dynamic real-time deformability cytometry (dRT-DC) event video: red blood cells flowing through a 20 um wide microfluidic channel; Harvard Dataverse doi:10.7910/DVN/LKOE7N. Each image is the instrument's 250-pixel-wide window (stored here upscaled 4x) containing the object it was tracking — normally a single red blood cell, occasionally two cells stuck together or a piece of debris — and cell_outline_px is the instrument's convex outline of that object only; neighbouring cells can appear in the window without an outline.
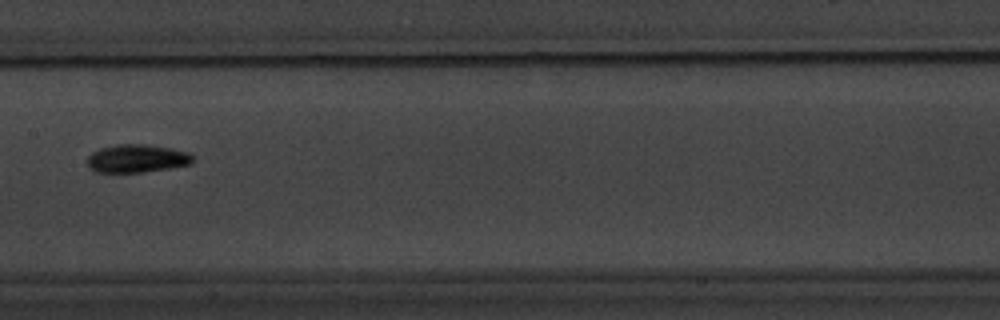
{"species": "common noctule bat (a hibernating species)", "species_latin": "Nyctalus noctula", "temperature_condition": "warm", "stored_images_in_passage": 17, "camera_frame_rate_fps": 3000, "um_per_image_px": 0.085, "animal": {"sex": "male", "body_mass_g": 20.1, "forearm_length_mm": 53.5}, "frame": {"image": 1, "passage_image": 9, "time_ms": 9.333, "image_size_px": [1000, 320], "cell_outline_px": [[192, 164], [144, 172], [96, 172], [88, 168], [88, 156], [92, 152], [100, 148], [116, 144], [144, 144], [172, 148], [188, 152], [192, 156]], "centroid_in_image_um": [11.61, 13.47], "position_along_channel_um": 195.8, "area_um2": 17.28}}
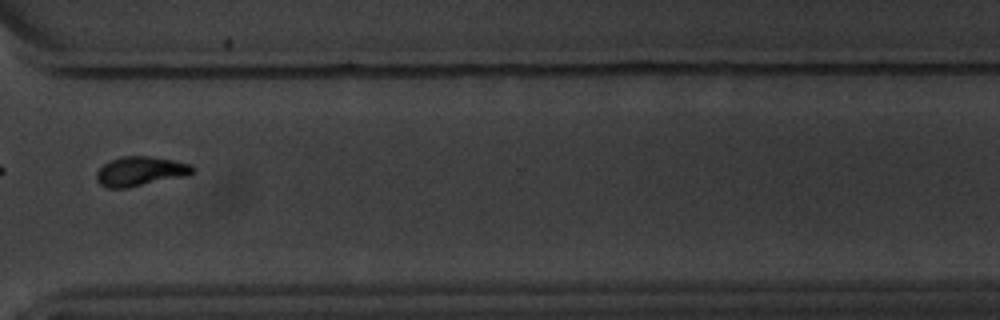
{"frame": {"image": 2, "passage_image": 13, "time_ms": 14.0, "image_size_px": [1000, 320], "cell_outline_px": [[196, 168], [188, 176], [128, 188], [108, 188], [100, 184], [96, 180], [96, 172], [104, 164], [112, 160], [124, 156], [152, 156], [192, 164]], "centroid_in_image_um": [11.96, 14.57], "position_along_channel_um": 358.6, "area_um2": 16.65}}
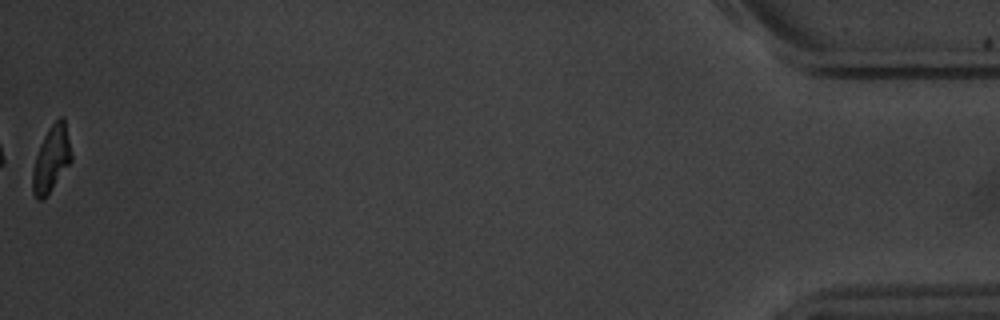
{"frame": {"image": 3, "passage_image": 17, "time_ms": 18.667, "image_size_px": [1000, 320], "cell_outline_px": [[72, 160], [48, 192], [40, 200], [36, 200], [32, 192], [32, 172], [36, 156], [40, 144], [48, 128], [60, 116], [64, 116], [72, 156]], "centroid_in_image_um": [4.35, 13.47], "position_along_channel_um": 430.8, "area_um2": 14.57}, "authors_computed_cell_mechanics": {"area_um2": 16.6464, "velocity_mm_per_s": 3.4981, "shape_relaxation_time_tau1_ms": 1.8652, "shape_relaxation_time_tau2_ms": 2.6142, "deformation_change_tau1": 0.1377, "deformation_change_tau2": 0.0839}}